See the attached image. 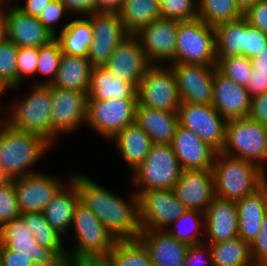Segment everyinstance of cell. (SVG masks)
Instances as JSON below:
<instances>
[{"instance_id":"obj_53","label":"cell","mask_w":267,"mask_h":266,"mask_svg":"<svg viewBox=\"0 0 267 266\" xmlns=\"http://www.w3.org/2000/svg\"><path fill=\"white\" fill-rule=\"evenodd\" d=\"M68 13L83 14L84 17L95 13V0H59Z\"/></svg>"},{"instance_id":"obj_30","label":"cell","mask_w":267,"mask_h":266,"mask_svg":"<svg viewBox=\"0 0 267 266\" xmlns=\"http://www.w3.org/2000/svg\"><path fill=\"white\" fill-rule=\"evenodd\" d=\"M92 68L87 57L62 53L59 69L51 86L87 94Z\"/></svg>"},{"instance_id":"obj_8","label":"cell","mask_w":267,"mask_h":266,"mask_svg":"<svg viewBox=\"0 0 267 266\" xmlns=\"http://www.w3.org/2000/svg\"><path fill=\"white\" fill-rule=\"evenodd\" d=\"M71 229L75 244L67 253L76 256L109 255L117 241L104 224L80 201L74 210Z\"/></svg>"},{"instance_id":"obj_60","label":"cell","mask_w":267,"mask_h":266,"mask_svg":"<svg viewBox=\"0 0 267 266\" xmlns=\"http://www.w3.org/2000/svg\"><path fill=\"white\" fill-rule=\"evenodd\" d=\"M238 8L244 14L249 8L253 7L259 0H235Z\"/></svg>"},{"instance_id":"obj_44","label":"cell","mask_w":267,"mask_h":266,"mask_svg":"<svg viewBox=\"0 0 267 266\" xmlns=\"http://www.w3.org/2000/svg\"><path fill=\"white\" fill-rule=\"evenodd\" d=\"M38 47H18L17 53V87L12 88L16 90L25 78L32 79L36 76V69L38 63ZM31 77V78H30Z\"/></svg>"},{"instance_id":"obj_52","label":"cell","mask_w":267,"mask_h":266,"mask_svg":"<svg viewBox=\"0 0 267 266\" xmlns=\"http://www.w3.org/2000/svg\"><path fill=\"white\" fill-rule=\"evenodd\" d=\"M0 260L2 266H34L32 260L3 245H0Z\"/></svg>"},{"instance_id":"obj_19","label":"cell","mask_w":267,"mask_h":266,"mask_svg":"<svg viewBox=\"0 0 267 266\" xmlns=\"http://www.w3.org/2000/svg\"><path fill=\"white\" fill-rule=\"evenodd\" d=\"M151 66L140 41L134 34L124 39L103 65L114 77L134 83L136 86Z\"/></svg>"},{"instance_id":"obj_56","label":"cell","mask_w":267,"mask_h":266,"mask_svg":"<svg viewBox=\"0 0 267 266\" xmlns=\"http://www.w3.org/2000/svg\"><path fill=\"white\" fill-rule=\"evenodd\" d=\"M126 0H95V13H118Z\"/></svg>"},{"instance_id":"obj_16","label":"cell","mask_w":267,"mask_h":266,"mask_svg":"<svg viewBox=\"0 0 267 266\" xmlns=\"http://www.w3.org/2000/svg\"><path fill=\"white\" fill-rule=\"evenodd\" d=\"M174 72L181 102L212 105L216 65L169 64Z\"/></svg>"},{"instance_id":"obj_65","label":"cell","mask_w":267,"mask_h":266,"mask_svg":"<svg viewBox=\"0 0 267 266\" xmlns=\"http://www.w3.org/2000/svg\"><path fill=\"white\" fill-rule=\"evenodd\" d=\"M8 5H13V2H14V5L16 4L15 1H18V0H4ZM12 2V3H11Z\"/></svg>"},{"instance_id":"obj_20","label":"cell","mask_w":267,"mask_h":266,"mask_svg":"<svg viewBox=\"0 0 267 266\" xmlns=\"http://www.w3.org/2000/svg\"><path fill=\"white\" fill-rule=\"evenodd\" d=\"M173 191L186 209L204 213L215 198L213 171L209 169H184L181 171Z\"/></svg>"},{"instance_id":"obj_21","label":"cell","mask_w":267,"mask_h":266,"mask_svg":"<svg viewBox=\"0 0 267 266\" xmlns=\"http://www.w3.org/2000/svg\"><path fill=\"white\" fill-rule=\"evenodd\" d=\"M63 178L35 173L14 178L20 213L43 212L58 189L64 184Z\"/></svg>"},{"instance_id":"obj_32","label":"cell","mask_w":267,"mask_h":266,"mask_svg":"<svg viewBox=\"0 0 267 266\" xmlns=\"http://www.w3.org/2000/svg\"><path fill=\"white\" fill-rule=\"evenodd\" d=\"M55 38L60 42L63 53L87 57L93 40L92 25L86 17L75 18L66 23Z\"/></svg>"},{"instance_id":"obj_42","label":"cell","mask_w":267,"mask_h":266,"mask_svg":"<svg viewBox=\"0 0 267 266\" xmlns=\"http://www.w3.org/2000/svg\"><path fill=\"white\" fill-rule=\"evenodd\" d=\"M18 47L7 38L0 40V80L10 88L17 87Z\"/></svg>"},{"instance_id":"obj_51","label":"cell","mask_w":267,"mask_h":266,"mask_svg":"<svg viewBox=\"0 0 267 266\" xmlns=\"http://www.w3.org/2000/svg\"><path fill=\"white\" fill-rule=\"evenodd\" d=\"M250 119L267 126V91L251 97Z\"/></svg>"},{"instance_id":"obj_24","label":"cell","mask_w":267,"mask_h":266,"mask_svg":"<svg viewBox=\"0 0 267 266\" xmlns=\"http://www.w3.org/2000/svg\"><path fill=\"white\" fill-rule=\"evenodd\" d=\"M204 243H219L238 236V210L236 201L217 196L204 212Z\"/></svg>"},{"instance_id":"obj_5","label":"cell","mask_w":267,"mask_h":266,"mask_svg":"<svg viewBox=\"0 0 267 266\" xmlns=\"http://www.w3.org/2000/svg\"><path fill=\"white\" fill-rule=\"evenodd\" d=\"M221 152L252 162L267 175V126L249 117L228 120Z\"/></svg>"},{"instance_id":"obj_9","label":"cell","mask_w":267,"mask_h":266,"mask_svg":"<svg viewBox=\"0 0 267 266\" xmlns=\"http://www.w3.org/2000/svg\"><path fill=\"white\" fill-rule=\"evenodd\" d=\"M137 104L152 109L178 112L179 89L169 65H152L137 85Z\"/></svg>"},{"instance_id":"obj_12","label":"cell","mask_w":267,"mask_h":266,"mask_svg":"<svg viewBox=\"0 0 267 266\" xmlns=\"http://www.w3.org/2000/svg\"><path fill=\"white\" fill-rule=\"evenodd\" d=\"M51 144L62 133H73L86 122L88 95L76 90L61 89L50 85ZM83 123V124H82Z\"/></svg>"},{"instance_id":"obj_43","label":"cell","mask_w":267,"mask_h":266,"mask_svg":"<svg viewBox=\"0 0 267 266\" xmlns=\"http://www.w3.org/2000/svg\"><path fill=\"white\" fill-rule=\"evenodd\" d=\"M159 3L161 18L177 21L198 18L196 0H159Z\"/></svg>"},{"instance_id":"obj_4","label":"cell","mask_w":267,"mask_h":266,"mask_svg":"<svg viewBox=\"0 0 267 266\" xmlns=\"http://www.w3.org/2000/svg\"><path fill=\"white\" fill-rule=\"evenodd\" d=\"M30 87L32 92L18 101V105L14 104L0 121L13 129L38 134L51 143L50 85L32 84Z\"/></svg>"},{"instance_id":"obj_18","label":"cell","mask_w":267,"mask_h":266,"mask_svg":"<svg viewBox=\"0 0 267 266\" xmlns=\"http://www.w3.org/2000/svg\"><path fill=\"white\" fill-rule=\"evenodd\" d=\"M6 8L3 10L4 37L17 47L39 48L55 38L38 17L25 14L12 4Z\"/></svg>"},{"instance_id":"obj_3","label":"cell","mask_w":267,"mask_h":266,"mask_svg":"<svg viewBox=\"0 0 267 266\" xmlns=\"http://www.w3.org/2000/svg\"><path fill=\"white\" fill-rule=\"evenodd\" d=\"M215 196L239 201L255 193L267 182V175L256 164L217 152L212 166Z\"/></svg>"},{"instance_id":"obj_29","label":"cell","mask_w":267,"mask_h":266,"mask_svg":"<svg viewBox=\"0 0 267 266\" xmlns=\"http://www.w3.org/2000/svg\"><path fill=\"white\" fill-rule=\"evenodd\" d=\"M87 100L137 99L134 83L113 76L103 66H95L91 71Z\"/></svg>"},{"instance_id":"obj_50","label":"cell","mask_w":267,"mask_h":266,"mask_svg":"<svg viewBox=\"0 0 267 266\" xmlns=\"http://www.w3.org/2000/svg\"><path fill=\"white\" fill-rule=\"evenodd\" d=\"M243 17L251 26L267 34V0H259L243 14Z\"/></svg>"},{"instance_id":"obj_2","label":"cell","mask_w":267,"mask_h":266,"mask_svg":"<svg viewBox=\"0 0 267 266\" xmlns=\"http://www.w3.org/2000/svg\"><path fill=\"white\" fill-rule=\"evenodd\" d=\"M52 146L38 134L13 129L0 121V166L10 179L39 173L30 168Z\"/></svg>"},{"instance_id":"obj_15","label":"cell","mask_w":267,"mask_h":266,"mask_svg":"<svg viewBox=\"0 0 267 266\" xmlns=\"http://www.w3.org/2000/svg\"><path fill=\"white\" fill-rule=\"evenodd\" d=\"M177 28V20L160 17L134 34L152 65L175 63Z\"/></svg>"},{"instance_id":"obj_37","label":"cell","mask_w":267,"mask_h":266,"mask_svg":"<svg viewBox=\"0 0 267 266\" xmlns=\"http://www.w3.org/2000/svg\"><path fill=\"white\" fill-rule=\"evenodd\" d=\"M20 216L40 246L53 248L60 256L67 253L63 246L64 237L47 224L43 212H26Z\"/></svg>"},{"instance_id":"obj_34","label":"cell","mask_w":267,"mask_h":266,"mask_svg":"<svg viewBox=\"0 0 267 266\" xmlns=\"http://www.w3.org/2000/svg\"><path fill=\"white\" fill-rule=\"evenodd\" d=\"M245 34L244 17L216 26V57L245 56Z\"/></svg>"},{"instance_id":"obj_59","label":"cell","mask_w":267,"mask_h":266,"mask_svg":"<svg viewBox=\"0 0 267 266\" xmlns=\"http://www.w3.org/2000/svg\"><path fill=\"white\" fill-rule=\"evenodd\" d=\"M251 64L255 71L267 72V46L261 53L251 59Z\"/></svg>"},{"instance_id":"obj_33","label":"cell","mask_w":267,"mask_h":266,"mask_svg":"<svg viewBox=\"0 0 267 266\" xmlns=\"http://www.w3.org/2000/svg\"><path fill=\"white\" fill-rule=\"evenodd\" d=\"M118 15L128 33L135 34L161 17L160 3L159 0H126Z\"/></svg>"},{"instance_id":"obj_35","label":"cell","mask_w":267,"mask_h":266,"mask_svg":"<svg viewBox=\"0 0 267 266\" xmlns=\"http://www.w3.org/2000/svg\"><path fill=\"white\" fill-rule=\"evenodd\" d=\"M209 244L212 266H255L250 244L239 236L219 243Z\"/></svg>"},{"instance_id":"obj_54","label":"cell","mask_w":267,"mask_h":266,"mask_svg":"<svg viewBox=\"0 0 267 266\" xmlns=\"http://www.w3.org/2000/svg\"><path fill=\"white\" fill-rule=\"evenodd\" d=\"M251 97L262 94L267 91V72L255 71L252 68L251 77H249L245 86Z\"/></svg>"},{"instance_id":"obj_40","label":"cell","mask_w":267,"mask_h":266,"mask_svg":"<svg viewBox=\"0 0 267 266\" xmlns=\"http://www.w3.org/2000/svg\"><path fill=\"white\" fill-rule=\"evenodd\" d=\"M62 47L60 42L54 38L48 44L39 47L37 73L47 76L43 82L34 81L33 85H51L54 81L59 63L62 56Z\"/></svg>"},{"instance_id":"obj_46","label":"cell","mask_w":267,"mask_h":266,"mask_svg":"<svg viewBox=\"0 0 267 266\" xmlns=\"http://www.w3.org/2000/svg\"><path fill=\"white\" fill-rule=\"evenodd\" d=\"M267 46V34L251 26L246 20L245 56L249 59L261 53Z\"/></svg>"},{"instance_id":"obj_38","label":"cell","mask_w":267,"mask_h":266,"mask_svg":"<svg viewBox=\"0 0 267 266\" xmlns=\"http://www.w3.org/2000/svg\"><path fill=\"white\" fill-rule=\"evenodd\" d=\"M198 18L210 26L237 20L243 17L235 0H196Z\"/></svg>"},{"instance_id":"obj_6","label":"cell","mask_w":267,"mask_h":266,"mask_svg":"<svg viewBox=\"0 0 267 266\" xmlns=\"http://www.w3.org/2000/svg\"><path fill=\"white\" fill-rule=\"evenodd\" d=\"M175 63L216 65L215 27L200 18L178 21Z\"/></svg>"},{"instance_id":"obj_26","label":"cell","mask_w":267,"mask_h":266,"mask_svg":"<svg viewBox=\"0 0 267 266\" xmlns=\"http://www.w3.org/2000/svg\"><path fill=\"white\" fill-rule=\"evenodd\" d=\"M138 239L147 248L154 266H182L189 245L166 230H142Z\"/></svg>"},{"instance_id":"obj_1","label":"cell","mask_w":267,"mask_h":266,"mask_svg":"<svg viewBox=\"0 0 267 266\" xmlns=\"http://www.w3.org/2000/svg\"><path fill=\"white\" fill-rule=\"evenodd\" d=\"M76 185L80 202L91 210L116 240L138 239L142 229L136 193L131 195L129 202L81 173H76Z\"/></svg>"},{"instance_id":"obj_22","label":"cell","mask_w":267,"mask_h":266,"mask_svg":"<svg viewBox=\"0 0 267 266\" xmlns=\"http://www.w3.org/2000/svg\"><path fill=\"white\" fill-rule=\"evenodd\" d=\"M212 106L227 121L246 118L250 113L251 96L245 86L238 85L215 69Z\"/></svg>"},{"instance_id":"obj_25","label":"cell","mask_w":267,"mask_h":266,"mask_svg":"<svg viewBox=\"0 0 267 266\" xmlns=\"http://www.w3.org/2000/svg\"><path fill=\"white\" fill-rule=\"evenodd\" d=\"M79 201L80 195L76 185L75 174L70 176L67 184L65 182L58 189L43 210L47 224L66 237L70 232V228H72L74 210Z\"/></svg>"},{"instance_id":"obj_10","label":"cell","mask_w":267,"mask_h":266,"mask_svg":"<svg viewBox=\"0 0 267 266\" xmlns=\"http://www.w3.org/2000/svg\"><path fill=\"white\" fill-rule=\"evenodd\" d=\"M137 99L87 100L86 122L110 141L126 126L135 123Z\"/></svg>"},{"instance_id":"obj_14","label":"cell","mask_w":267,"mask_h":266,"mask_svg":"<svg viewBox=\"0 0 267 266\" xmlns=\"http://www.w3.org/2000/svg\"><path fill=\"white\" fill-rule=\"evenodd\" d=\"M86 18L93 30V40L87 58L93 67L103 66L116 47L130 34L118 13H93Z\"/></svg>"},{"instance_id":"obj_47","label":"cell","mask_w":267,"mask_h":266,"mask_svg":"<svg viewBox=\"0 0 267 266\" xmlns=\"http://www.w3.org/2000/svg\"><path fill=\"white\" fill-rule=\"evenodd\" d=\"M250 248L255 266H267V211L262 220L261 230L250 244Z\"/></svg>"},{"instance_id":"obj_61","label":"cell","mask_w":267,"mask_h":266,"mask_svg":"<svg viewBox=\"0 0 267 266\" xmlns=\"http://www.w3.org/2000/svg\"><path fill=\"white\" fill-rule=\"evenodd\" d=\"M9 180H11V179L9 178V176L5 173V171L0 166V185L7 183Z\"/></svg>"},{"instance_id":"obj_23","label":"cell","mask_w":267,"mask_h":266,"mask_svg":"<svg viewBox=\"0 0 267 266\" xmlns=\"http://www.w3.org/2000/svg\"><path fill=\"white\" fill-rule=\"evenodd\" d=\"M171 146L182 170H212L217 151L190 129L178 124Z\"/></svg>"},{"instance_id":"obj_27","label":"cell","mask_w":267,"mask_h":266,"mask_svg":"<svg viewBox=\"0 0 267 266\" xmlns=\"http://www.w3.org/2000/svg\"><path fill=\"white\" fill-rule=\"evenodd\" d=\"M238 210V236L251 244L261 230L267 211V182L255 193L236 202Z\"/></svg>"},{"instance_id":"obj_55","label":"cell","mask_w":267,"mask_h":266,"mask_svg":"<svg viewBox=\"0 0 267 266\" xmlns=\"http://www.w3.org/2000/svg\"><path fill=\"white\" fill-rule=\"evenodd\" d=\"M53 0H26L25 5H16L25 14L33 17H39L43 10L50 4Z\"/></svg>"},{"instance_id":"obj_11","label":"cell","mask_w":267,"mask_h":266,"mask_svg":"<svg viewBox=\"0 0 267 266\" xmlns=\"http://www.w3.org/2000/svg\"><path fill=\"white\" fill-rule=\"evenodd\" d=\"M142 230H166L187 210L173 189L135 191Z\"/></svg>"},{"instance_id":"obj_49","label":"cell","mask_w":267,"mask_h":266,"mask_svg":"<svg viewBox=\"0 0 267 266\" xmlns=\"http://www.w3.org/2000/svg\"><path fill=\"white\" fill-rule=\"evenodd\" d=\"M207 264L212 266L209 244L201 243L189 246L182 266H206Z\"/></svg>"},{"instance_id":"obj_58","label":"cell","mask_w":267,"mask_h":266,"mask_svg":"<svg viewBox=\"0 0 267 266\" xmlns=\"http://www.w3.org/2000/svg\"><path fill=\"white\" fill-rule=\"evenodd\" d=\"M50 266H81V256L66 253L59 256Z\"/></svg>"},{"instance_id":"obj_7","label":"cell","mask_w":267,"mask_h":266,"mask_svg":"<svg viewBox=\"0 0 267 266\" xmlns=\"http://www.w3.org/2000/svg\"><path fill=\"white\" fill-rule=\"evenodd\" d=\"M182 168L171 144H152L144 161L132 172V184L144 191L173 189Z\"/></svg>"},{"instance_id":"obj_45","label":"cell","mask_w":267,"mask_h":266,"mask_svg":"<svg viewBox=\"0 0 267 266\" xmlns=\"http://www.w3.org/2000/svg\"><path fill=\"white\" fill-rule=\"evenodd\" d=\"M20 215L14 179H11L0 185V227Z\"/></svg>"},{"instance_id":"obj_57","label":"cell","mask_w":267,"mask_h":266,"mask_svg":"<svg viewBox=\"0 0 267 266\" xmlns=\"http://www.w3.org/2000/svg\"><path fill=\"white\" fill-rule=\"evenodd\" d=\"M81 266H114L109 255L81 256Z\"/></svg>"},{"instance_id":"obj_64","label":"cell","mask_w":267,"mask_h":266,"mask_svg":"<svg viewBox=\"0 0 267 266\" xmlns=\"http://www.w3.org/2000/svg\"><path fill=\"white\" fill-rule=\"evenodd\" d=\"M8 4L4 0H0V10H4Z\"/></svg>"},{"instance_id":"obj_17","label":"cell","mask_w":267,"mask_h":266,"mask_svg":"<svg viewBox=\"0 0 267 266\" xmlns=\"http://www.w3.org/2000/svg\"><path fill=\"white\" fill-rule=\"evenodd\" d=\"M0 245L29 258L34 266H50L60 256L53 248L39 245L21 216L0 227Z\"/></svg>"},{"instance_id":"obj_28","label":"cell","mask_w":267,"mask_h":266,"mask_svg":"<svg viewBox=\"0 0 267 266\" xmlns=\"http://www.w3.org/2000/svg\"><path fill=\"white\" fill-rule=\"evenodd\" d=\"M135 123L151 138L154 144H171L179 124L178 112L152 109L136 105Z\"/></svg>"},{"instance_id":"obj_13","label":"cell","mask_w":267,"mask_h":266,"mask_svg":"<svg viewBox=\"0 0 267 266\" xmlns=\"http://www.w3.org/2000/svg\"><path fill=\"white\" fill-rule=\"evenodd\" d=\"M178 116L181 126L190 129L217 152H221L227 120L212 105L181 102Z\"/></svg>"},{"instance_id":"obj_62","label":"cell","mask_w":267,"mask_h":266,"mask_svg":"<svg viewBox=\"0 0 267 266\" xmlns=\"http://www.w3.org/2000/svg\"><path fill=\"white\" fill-rule=\"evenodd\" d=\"M4 37V13L0 10V40Z\"/></svg>"},{"instance_id":"obj_31","label":"cell","mask_w":267,"mask_h":266,"mask_svg":"<svg viewBox=\"0 0 267 266\" xmlns=\"http://www.w3.org/2000/svg\"><path fill=\"white\" fill-rule=\"evenodd\" d=\"M111 141L133 172L144 161L152 146L151 138L136 123L126 126Z\"/></svg>"},{"instance_id":"obj_39","label":"cell","mask_w":267,"mask_h":266,"mask_svg":"<svg viewBox=\"0 0 267 266\" xmlns=\"http://www.w3.org/2000/svg\"><path fill=\"white\" fill-rule=\"evenodd\" d=\"M109 257L114 266H154L147 248L139 239L117 240Z\"/></svg>"},{"instance_id":"obj_36","label":"cell","mask_w":267,"mask_h":266,"mask_svg":"<svg viewBox=\"0 0 267 266\" xmlns=\"http://www.w3.org/2000/svg\"><path fill=\"white\" fill-rule=\"evenodd\" d=\"M170 226L166 231L178 241L189 246L204 243L205 216L203 212L187 209Z\"/></svg>"},{"instance_id":"obj_63","label":"cell","mask_w":267,"mask_h":266,"mask_svg":"<svg viewBox=\"0 0 267 266\" xmlns=\"http://www.w3.org/2000/svg\"><path fill=\"white\" fill-rule=\"evenodd\" d=\"M12 88H10L4 81L0 80V96H2V94L6 91V90H10Z\"/></svg>"},{"instance_id":"obj_41","label":"cell","mask_w":267,"mask_h":266,"mask_svg":"<svg viewBox=\"0 0 267 266\" xmlns=\"http://www.w3.org/2000/svg\"><path fill=\"white\" fill-rule=\"evenodd\" d=\"M216 69L238 85L246 86L252 74L251 59L244 55L216 57Z\"/></svg>"},{"instance_id":"obj_48","label":"cell","mask_w":267,"mask_h":266,"mask_svg":"<svg viewBox=\"0 0 267 266\" xmlns=\"http://www.w3.org/2000/svg\"><path fill=\"white\" fill-rule=\"evenodd\" d=\"M65 13H68L65 6L59 0H53L38 19L54 36H57L55 25L59 23Z\"/></svg>"}]
</instances>
